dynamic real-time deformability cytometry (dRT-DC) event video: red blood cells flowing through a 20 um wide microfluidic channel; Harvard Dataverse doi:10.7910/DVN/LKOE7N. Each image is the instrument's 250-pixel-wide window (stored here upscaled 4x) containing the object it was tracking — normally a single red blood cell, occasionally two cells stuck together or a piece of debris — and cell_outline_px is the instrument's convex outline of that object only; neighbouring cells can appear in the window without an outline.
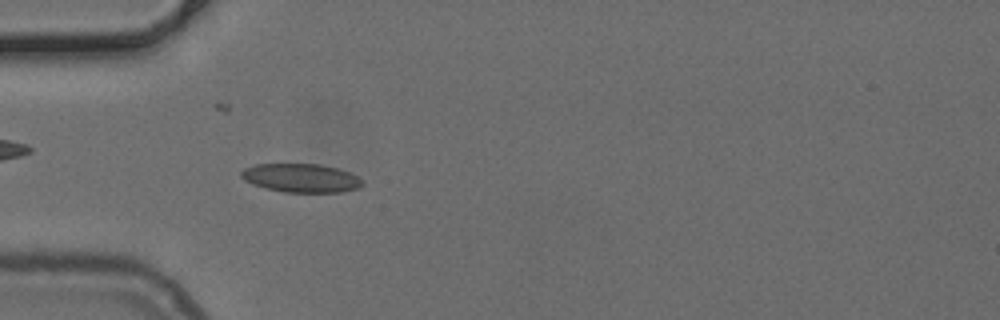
{"species": "common noctule bat (a hibernating species)", "species_latin": "Nyctalus noctula", "temperature_condition": "cold", "stored_images_in_passage": 50, "camera_frame_rate_fps": 3000, "um_per_image_px": 0.085, "animal": {"sex": "female", "body_mass_g": 24.6, "forearm_length_mm": 56.2}, "frame": {"image": 1, "passage_image": 15, "time_ms": 4.667, "image_size_px": [1000, 320], "cell_outline_px": [[364, 184], [360, 188], [340, 192], [284, 192], [264, 188], [252, 184], [244, 180], [240, 176], [240, 172], [244, 168], [256, 164], [320, 164], [336, 168], [348, 172], [356, 176]], "centroid_in_image_um": [25.55, 15.13], "position_along_channel_um": 59.4, "area_um2": 20.23}}
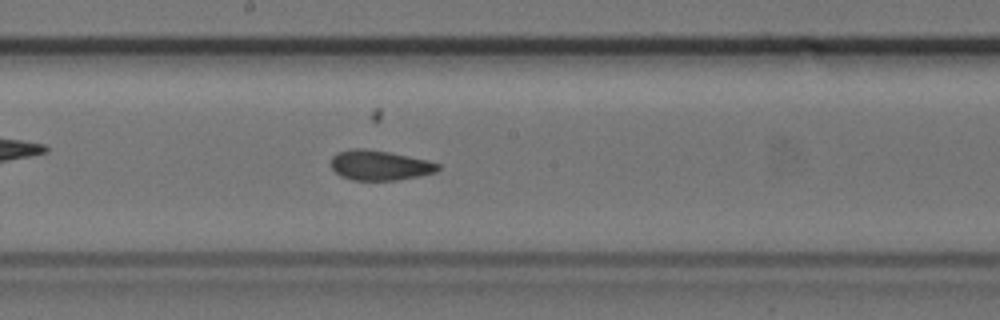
{"frame": {"image": 2, "passage_image": 27, "time_ms": 8.667, "image_size_px": [1000, 320], "cell_outline_px": [[440, 168], [436, 172], [420, 176], [396, 180], [352, 180], [340, 176], [332, 168], [332, 156], [336, 152], [352, 148], [364, 148], [388, 152], [428, 160], [440, 164]], "centroid_in_image_um": [32.27, 14.05], "position_along_channel_um": 215.9, "area_um2": 18.73}}
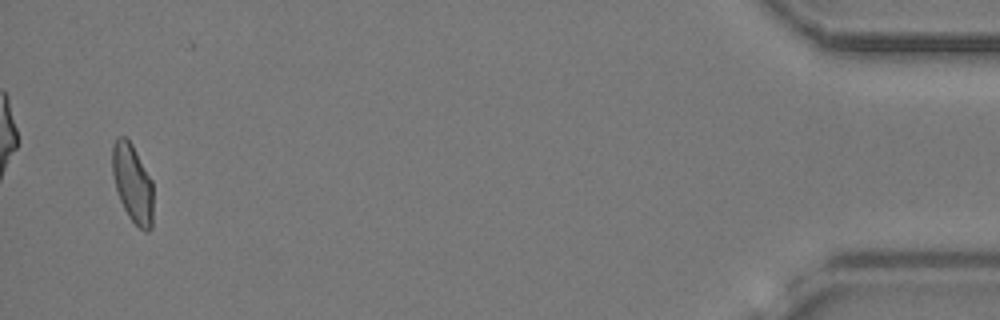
{"frame": {"image": 3, "passage_image": 49, "time_ms": 16.0, "image_size_px": [1000, 320], "cell_outline_px": [[152, 228], [148, 232], [144, 232], [128, 216], [120, 200], [116, 188], [112, 172], [112, 144], [116, 136], [124, 136], [132, 144], [152, 180]], "centroid_in_image_um": [11.26, 15.56], "position_along_channel_um": 423.9, "area_um2": 18.67}}